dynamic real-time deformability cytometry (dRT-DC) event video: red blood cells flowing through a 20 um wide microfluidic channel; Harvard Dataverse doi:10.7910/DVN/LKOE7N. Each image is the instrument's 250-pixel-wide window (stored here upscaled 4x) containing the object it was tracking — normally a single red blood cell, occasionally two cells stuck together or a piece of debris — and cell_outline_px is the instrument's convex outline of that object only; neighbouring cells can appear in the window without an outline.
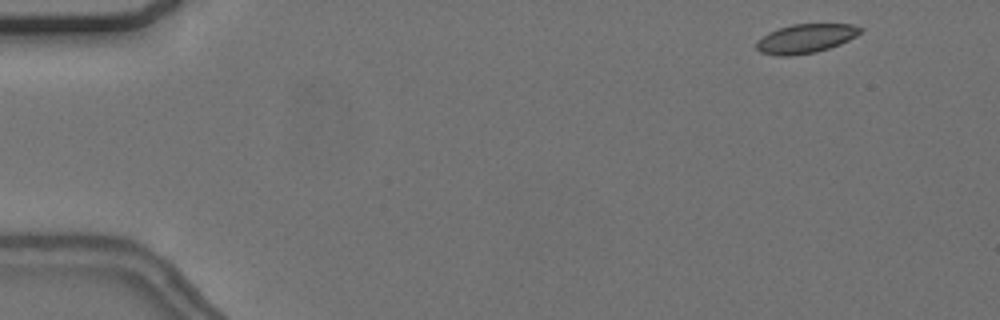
{"species": "common noctule bat (a hibernating species)", "species_latin": "Nyctalus noctula", "temperature_condition": "cold", "stored_images_in_passage": 53, "camera_frame_rate_fps": 3000, "um_per_image_px": 0.085, "animal": {"sex": "female", "body_mass_g": 24.6, "forearm_length_mm": 56.2}, "frame": {"image": 1, "passage_image": 2, "time_ms": 0.333, "image_size_px": [1000, 320], "cell_outline_px": [[864, 28], [856, 36], [840, 44], [816, 52], [792, 56], [780, 56], [760, 52], [756, 48], [756, 40], [768, 32], [792, 24], [852, 24]], "centroid_in_image_um": [68.46, 3.28], "position_along_channel_um": 16.5, "area_um2": 17.63}}
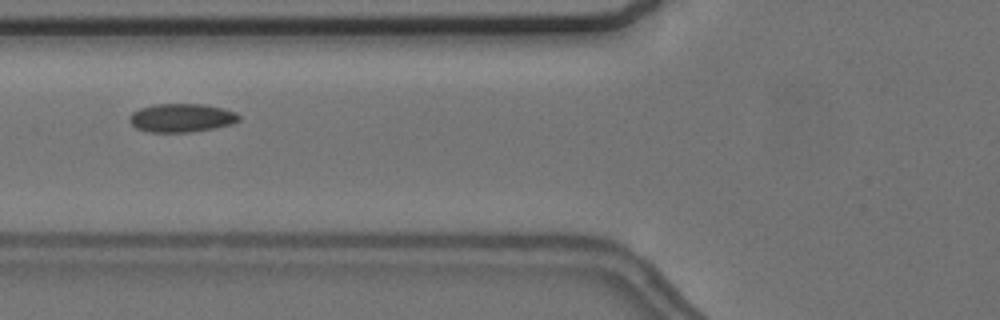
{"frame": {"image": 2, "passage_image": 19, "time_ms": 6.0, "image_size_px": [1000, 320], "cell_outline_px": [[240, 120], [232, 124], [216, 128], [192, 132], [148, 132], [136, 128], [128, 120], [128, 116], [132, 112], [140, 108], [156, 104], [204, 104], [224, 108], [236, 112], [240, 116]], "centroid_in_image_um": [15.44, 10.02], "position_along_channel_um": 110.4, "area_um2": 18.44}}
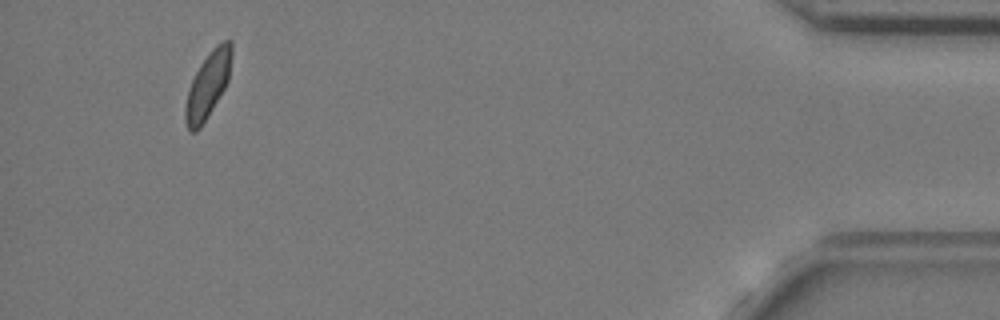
{"frame": {"image": 3, "passage_image": 50, "time_ms": 16.333, "image_size_px": [1000, 320], "cell_outline_px": [[232, 56], [228, 80], [224, 88], [200, 128], [196, 132], [188, 132], [184, 120], [184, 108], [188, 92], [192, 80], [200, 64], [208, 52], [216, 44], [224, 40], [232, 40]], "centroid_in_image_um": [17.66, 7.21], "position_along_channel_um": 417.5, "area_um2": 17.74}, "authors_computed_cell_mechanics": {"area_um2": 17.8024, "velocity_mm_per_s": 3.6518, "shape_relaxation_time_tau1_ms": null, "shape_relaxation_time_tau2_ms": 2.987, "deformation_change_tau1": null, "deformation_change_tau2": 0.049}}